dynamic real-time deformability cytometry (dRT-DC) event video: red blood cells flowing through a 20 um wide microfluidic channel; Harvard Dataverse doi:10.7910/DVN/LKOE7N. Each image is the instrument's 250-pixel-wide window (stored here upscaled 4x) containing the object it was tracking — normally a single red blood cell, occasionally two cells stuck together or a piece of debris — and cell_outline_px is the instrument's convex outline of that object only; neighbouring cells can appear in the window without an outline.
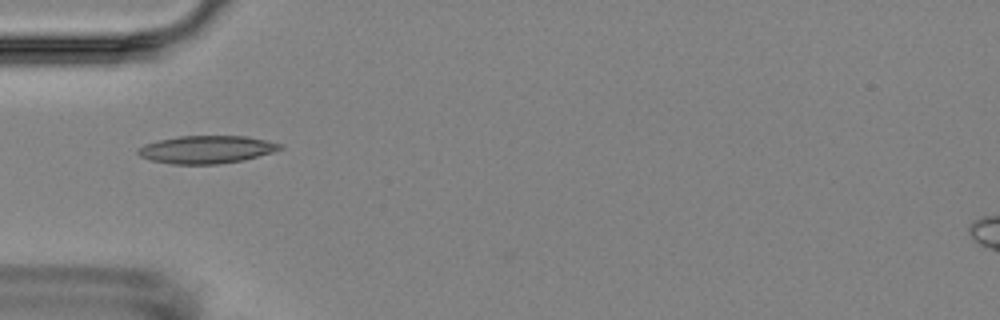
{"species": "Egyptian fruit bat (a non-hibernating species)", "species_latin": "Rousettus aegyptiacus", "temperature_condition": "room temperature", "stored_images_in_passage": 4, "camera_frame_rate_fps": 3000, "um_per_image_px": 0.085, "animal": {"sex": "female"}, "frame": {"image": 1, "passage_image": 3, "time_ms": 2.333, "image_size_px": [1000, 320], "cell_outline_px": [[284, 148], [272, 152], [244, 160], [220, 164], [172, 164], [152, 160], [140, 156], [136, 152], [136, 148], [144, 144], [160, 140], [180, 136], [248, 136], [284, 144]], "centroid_in_image_um": [17.58, 12.7], "position_along_channel_um": 67.4, "area_um2": 23.06}}